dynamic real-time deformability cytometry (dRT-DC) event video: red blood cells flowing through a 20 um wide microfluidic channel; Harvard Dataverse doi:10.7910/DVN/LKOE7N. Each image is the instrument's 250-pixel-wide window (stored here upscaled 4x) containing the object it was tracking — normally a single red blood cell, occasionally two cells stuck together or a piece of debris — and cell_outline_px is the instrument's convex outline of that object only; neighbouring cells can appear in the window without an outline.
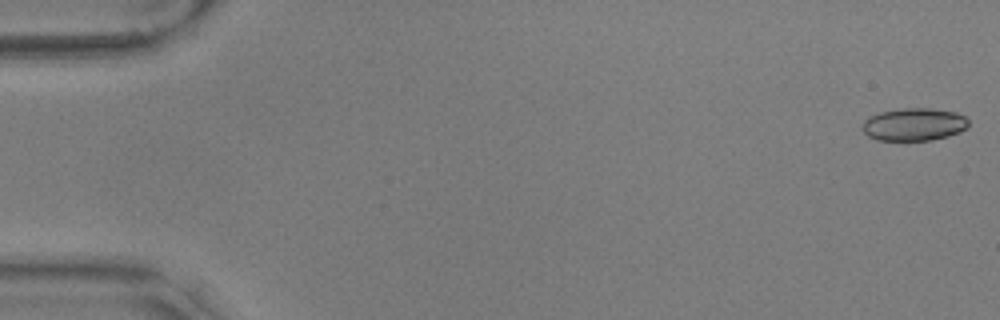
{"species": "common noctule bat (a hibernating species)", "species_latin": "Nyctalus noctula", "temperature_condition": "warm", "stored_images_in_passage": 50, "camera_frame_rate_fps": 3000, "um_per_image_px": 0.085, "animal": {"sex": "male", "body_mass_g": 17.9, "forearm_length_mm": 54.2}, "frame": {"image": 1, "passage_image": 1, "time_ms": 0.0, "image_size_px": [1000, 320], "cell_outline_px": [[968, 128], [960, 132], [948, 136], [932, 140], [876, 140], [868, 136], [864, 132], [864, 120], [868, 116], [880, 112], [904, 108], [932, 108], [956, 112], [964, 116], [968, 120]], "centroid_in_image_um": [77.71, 10.57], "position_along_channel_um": 7.3, "area_um2": 20.29}}
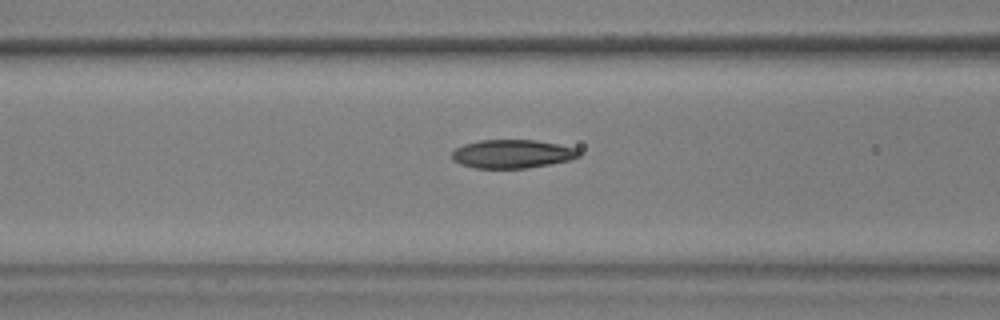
{"frame": {"image": 2, "passage_image": 23, "time_ms": 7.333, "image_size_px": [1000, 320], "cell_outline_px": [[580, 156], [572, 160], [552, 164], [528, 168], [472, 168], [460, 164], [452, 160], [452, 152], [456, 148], [464, 144], [480, 140], [536, 140], [576, 148], [580, 152]], "centroid_in_image_um": [43.54, 13.09], "position_along_channel_um": 123.1, "area_um2": 21.27}}
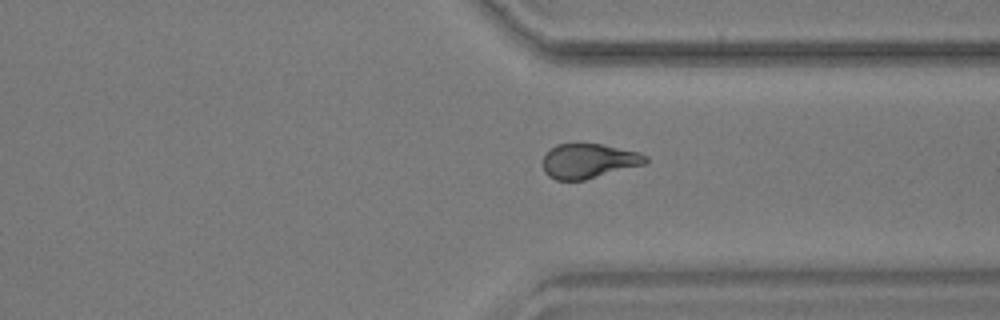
{"frame": {"image": 3, "passage_image": 43, "time_ms": 14.0, "image_size_px": [1000, 320], "cell_outline_px": [[648, 160], [644, 164], [584, 180], [556, 180], [548, 176], [544, 172], [544, 156], [556, 144], [604, 144], [640, 152], [648, 156]], "centroid_in_image_um": [50.06, 13.68], "position_along_channel_um": 361.3, "area_um2": 20.63}}